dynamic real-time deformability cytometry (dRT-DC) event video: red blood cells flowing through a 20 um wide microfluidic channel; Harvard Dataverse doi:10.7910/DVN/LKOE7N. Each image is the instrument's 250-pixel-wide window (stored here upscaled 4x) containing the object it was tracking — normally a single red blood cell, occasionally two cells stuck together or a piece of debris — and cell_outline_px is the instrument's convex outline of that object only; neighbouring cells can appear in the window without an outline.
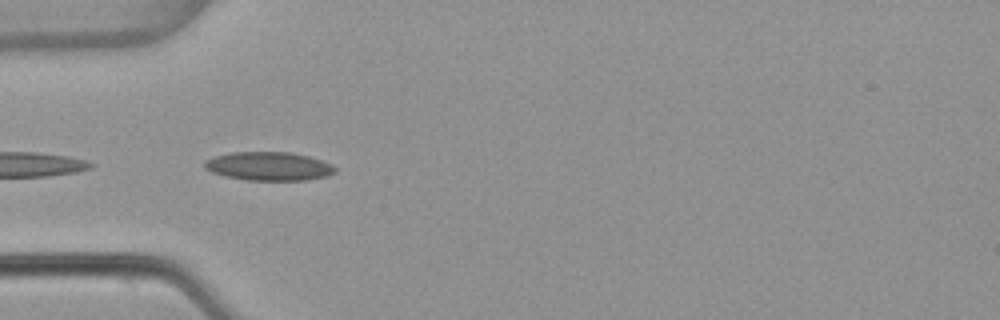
{"species": "common noctule bat (a hibernating species)", "species_latin": "Nyctalus noctula", "temperature_condition": "warm", "stored_images_in_passage": 17, "camera_frame_rate_fps": 3000, "um_per_image_px": 0.085, "animal": {"sex": "female", "body_mass_g": 22.7, "forearm_length_mm": 54.2}, "frame": {"image": 1, "passage_image": 1, "time_ms": 0.0, "image_size_px": [1000, 320], "cell_outline_px": [[336, 172], [328, 176], [308, 180], [248, 180], [224, 176], [212, 172], [204, 168], [204, 160], [216, 156], [232, 152], [292, 152], [308, 156], [332, 164], [336, 168]], "centroid_in_image_um": [22.86, 14.13], "position_along_channel_um": 62.1, "area_um2": 21.85}}